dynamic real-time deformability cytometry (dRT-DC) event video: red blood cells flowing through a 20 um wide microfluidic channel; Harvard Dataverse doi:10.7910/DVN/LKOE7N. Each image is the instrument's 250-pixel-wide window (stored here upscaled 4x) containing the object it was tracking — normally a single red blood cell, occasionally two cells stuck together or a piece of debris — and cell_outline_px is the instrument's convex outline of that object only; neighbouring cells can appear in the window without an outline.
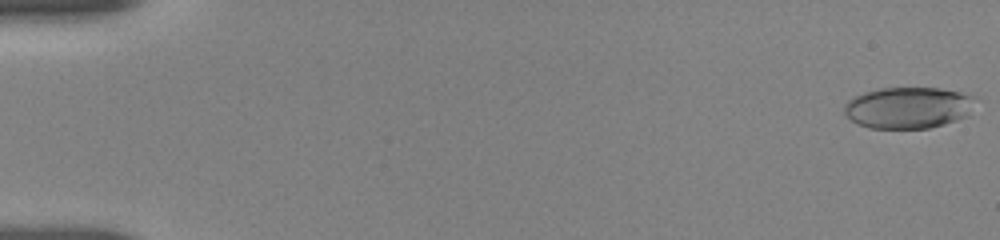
{"species": "human", "species_latin": "Homo sapiens", "temperature_condition": "room temperature", "stored_images_in_passage": 56, "camera_frame_rate_fps": 3000, "um_per_image_px": 0.085, "donor": {"sex": "female"}, "frame": {"image": 1, "passage_image": 1, "time_ms": 0.0, "image_size_px": [1000, 240], "cell_outline_px": [[976, 96], [968, 116], [944, 124], [928, 128], [868, 128], [852, 120], [844, 112], [844, 104], [848, 100], [856, 96], [880, 88], [940, 88], [960, 92]], "centroid_in_image_um": [77.22, 9.15], "position_along_channel_um": 7.8, "area_um2": 31.44}}
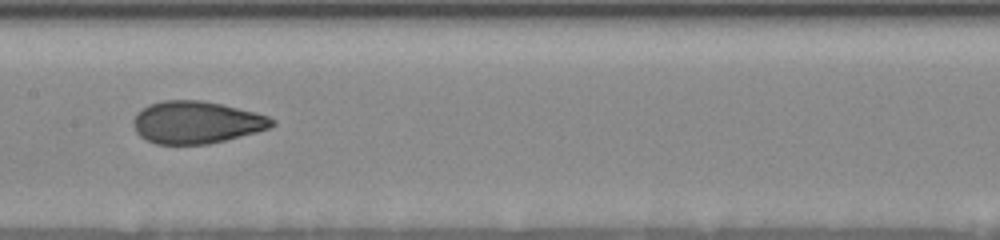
{"frame": {"image": 2, "passage_image": 29, "time_ms": 9.333, "image_size_px": [1000, 240], "cell_outline_px": [[276, 124], [268, 128], [256, 132], [208, 144], [156, 144], [140, 136], [136, 132], [132, 124], [132, 120], [136, 112], [148, 104], [164, 100], [200, 100], [220, 104], [268, 116], [276, 120]], "centroid_in_image_um": [16.64, 10.4], "position_along_channel_um": 190.8, "area_um2": 34.04}}
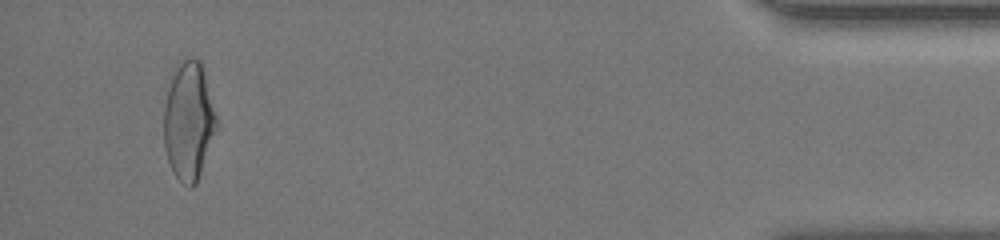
{"frame": {"image": 3, "passage_image": 53, "time_ms": 17.333, "image_size_px": [1000, 240], "cell_outline_px": [[216, 128], [196, 184], [192, 188], [184, 184], [176, 176], [168, 160], [164, 144], [164, 108], [168, 88], [180, 60], [184, 56], [192, 56], [200, 60], [204, 64], [216, 116]], "centroid_in_image_um": [16.04, 10.21], "position_along_channel_um": 419.2, "area_um2": 36.07}, "authors_computed_cell_mechanics": {"area_um2": 34.0442, "velocity_mm_per_s": 3.6648, "shape_relaxation_time_tau1_ms": 7.1121, "shape_relaxation_time_tau2_ms": 1.3093, "deformation_change_tau1": 0.1888, "deformation_change_tau2": 0.0748}}